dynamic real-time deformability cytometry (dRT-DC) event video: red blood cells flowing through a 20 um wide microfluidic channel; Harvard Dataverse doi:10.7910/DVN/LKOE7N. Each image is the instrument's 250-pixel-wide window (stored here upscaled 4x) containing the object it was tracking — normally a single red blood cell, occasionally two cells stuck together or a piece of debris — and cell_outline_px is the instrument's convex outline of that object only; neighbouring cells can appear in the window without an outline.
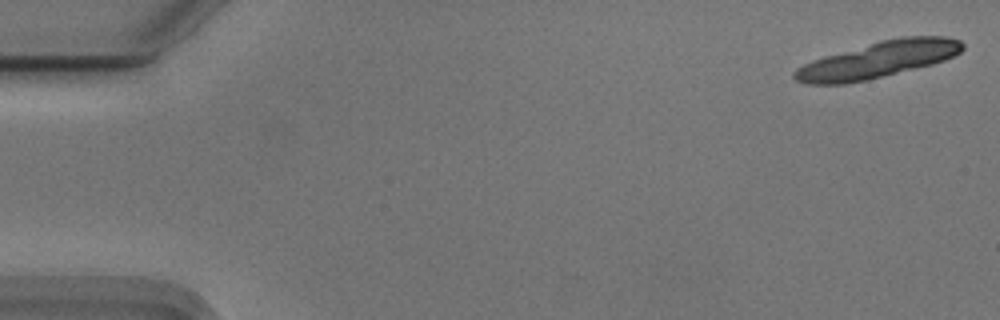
{"species": "Egyptian fruit bat (a non-hibernating species)", "species_latin": "Rousettus aegyptiacus", "temperature_condition": "cold", "stored_images_in_passage": 14, "camera_frame_rate_fps": 3000, "um_per_image_px": 0.085, "animal": {"sex": "male"}, "frame": {"image": 1, "passage_image": 1, "time_ms": 0.0, "image_size_px": [1000, 320], "cell_outline_px": [[964, 48], [960, 52], [944, 60], [932, 64], [868, 80], [844, 84], [808, 84], [796, 80], [792, 76], [792, 72], [796, 68], [812, 60], [824, 56], [880, 40], [900, 36], [944, 36], [960, 40], [964, 44]], "centroid_in_image_um": [74.62, 5.07], "position_along_channel_um": 10.4, "area_um2": 35.6}}